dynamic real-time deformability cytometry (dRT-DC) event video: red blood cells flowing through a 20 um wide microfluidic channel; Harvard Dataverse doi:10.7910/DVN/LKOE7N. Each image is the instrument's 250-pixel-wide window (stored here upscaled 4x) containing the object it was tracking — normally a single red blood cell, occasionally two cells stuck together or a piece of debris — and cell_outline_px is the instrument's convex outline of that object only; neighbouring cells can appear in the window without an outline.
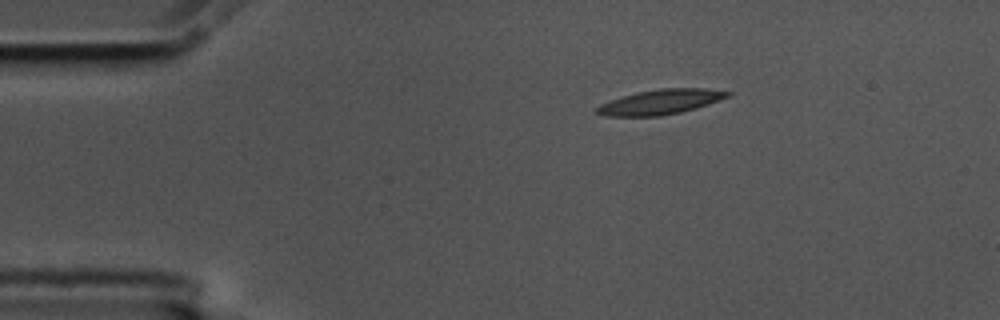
{"species": "common noctule bat (a hibernating species)", "species_latin": "Nyctalus noctula", "temperature_condition": "cold", "stored_images_in_passage": 8, "camera_frame_rate_fps": 3000, "um_per_image_px": 0.085, "animal": {"sex": "male", "body_mass_g": 17.5, "forearm_length_mm": 52.3}, "frame": {"image": 1, "passage_image": 1, "time_ms": 0.0, "image_size_px": [1000, 320], "cell_outline_px": [[732, 96], [696, 108], [680, 112], [660, 116], [604, 116], [596, 112], [596, 108], [600, 104], [636, 92], [660, 88], [704, 88], [732, 92]], "centroid_in_image_um": [56.18, 8.66], "position_along_channel_um": 28.8, "area_um2": 18.9}}